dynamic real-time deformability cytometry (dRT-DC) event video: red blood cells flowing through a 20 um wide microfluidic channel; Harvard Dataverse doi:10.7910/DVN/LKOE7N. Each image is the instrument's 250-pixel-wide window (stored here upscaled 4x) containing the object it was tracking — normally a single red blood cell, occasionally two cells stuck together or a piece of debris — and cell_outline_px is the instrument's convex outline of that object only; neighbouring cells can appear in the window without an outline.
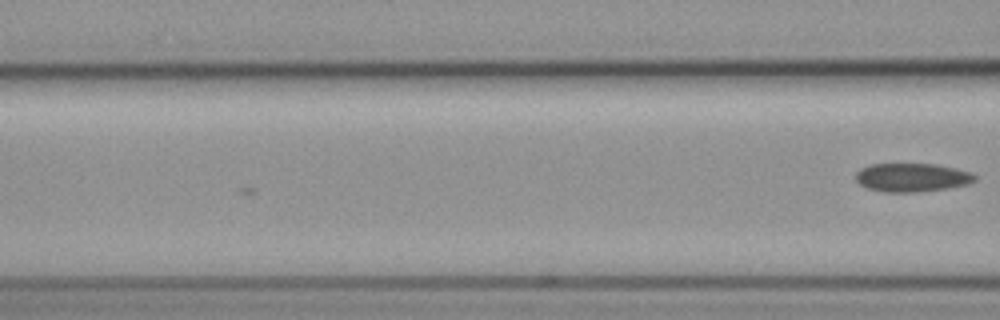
{"species": "common noctule bat (a hibernating species)", "species_latin": "Nyctalus noctula", "temperature_condition": "cold", "stored_images_in_passage": 3, "camera_frame_rate_fps": 3000, "um_per_image_px": 0.085, "animal": {"sex": "female", "body_mass_g": 19.3, "forearm_length_mm": 54.1}, "frame": {"image": 1, "passage_image": 3, "time_ms": 2.0, "image_size_px": [1000, 320], "cell_outline_px": [[976, 180], [968, 184], [948, 188], [916, 192], [884, 192], [868, 188], [860, 184], [856, 180], [856, 172], [860, 168], [868, 164], [936, 164], [956, 168], [968, 172], [976, 176]], "centroid_in_image_um": [77.5, 15.08], "position_along_channel_um": 89.1, "area_um2": 19.83}}